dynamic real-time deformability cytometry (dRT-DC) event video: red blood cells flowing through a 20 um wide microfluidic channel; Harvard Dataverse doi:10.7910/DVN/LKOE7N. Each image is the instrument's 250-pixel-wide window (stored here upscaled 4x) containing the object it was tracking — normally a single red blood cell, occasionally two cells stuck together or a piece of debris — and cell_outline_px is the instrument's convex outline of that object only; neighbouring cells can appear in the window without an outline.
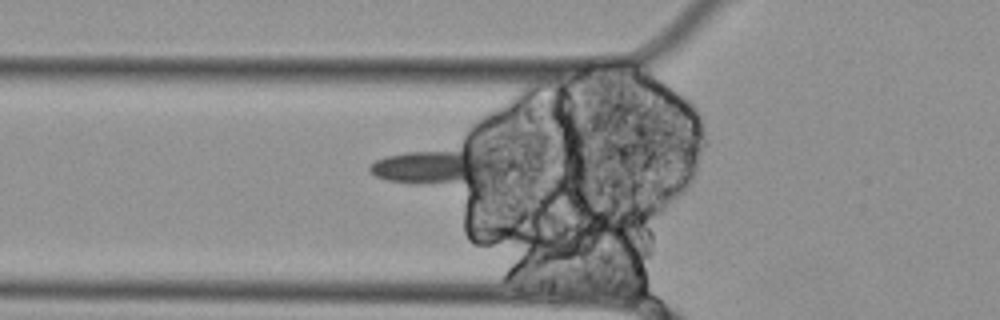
{"species": "Egyptian fruit bat (a non-hibernating species)", "species_latin": "Rousettus aegyptiacus", "temperature_condition": "cold", "stored_images_in_passage": 55, "camera_frame_rate_fps": 3000, "um_per_image_px": 0.085, "animal": {"sex": "female"}, "frame": {"image": 1, "passage_image": 18, "time_ms": 5.667, "image_size_px": [1000, 320], "cell_outline_px": [[500, 168], [496, 172], [464, 180], [420, 184], [416, 184], [388, 180], [376, 176], [368, 168], [376, 160], [388, 156], [404, 152], [468, 148], [488, 148], [500, 164]], "centroid_in_image_um": [37.07, 14.08], "position_along_channel_um": 88.7, "area_um2": 25.72}}
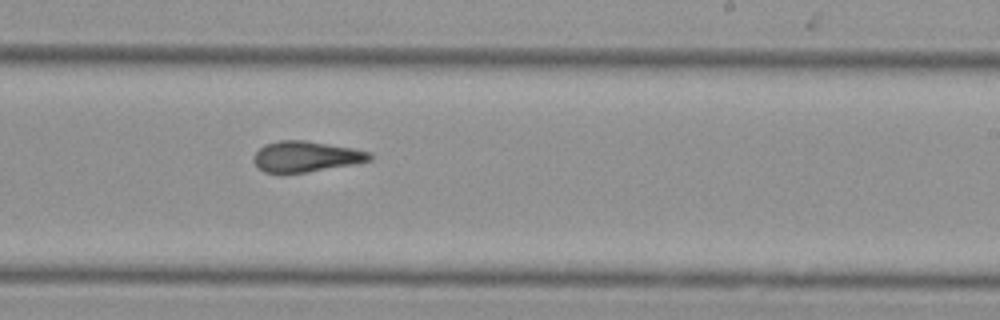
{"frame": {"image": 2, "passage_image": 33, "time_ms": 10.667, "image_size_px": [1000, 320], "cell_outline_px": [[372, 160], [352, 164], [308, 172], [284, 176], [264, 172], [256, 168], [252, 160], [252, 156], [264, 144], [280, 140], [304, 140], [352, 148], [372, 152]], "centroid_in_image_um": [25.92, 13.34], "position_along_channel_um": 263.1, "area_um2": 21.39}}
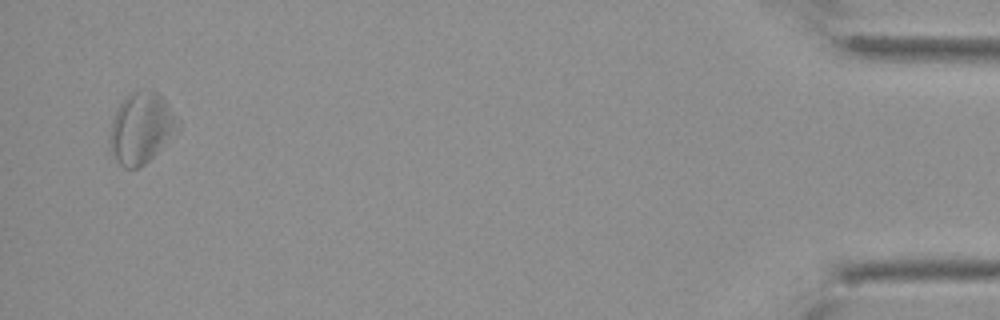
{"frame": {"image": 3, "passage_image": 54, "time_ms": 17.667, "image_size_px": [1000, 320], "cell_outline_px": [[180, 128], [140, 168], [124, 168], [116, 160], [112, 152], [108, 140], [112, 120], [116, 108], [128, 92], [144, 88], [152, 88], [164, 100], [180, 120]], "centroid_in_image_um": [11.99, 10.83], "position_along_channel_um": 423.2, "area_um2": 28.32}}